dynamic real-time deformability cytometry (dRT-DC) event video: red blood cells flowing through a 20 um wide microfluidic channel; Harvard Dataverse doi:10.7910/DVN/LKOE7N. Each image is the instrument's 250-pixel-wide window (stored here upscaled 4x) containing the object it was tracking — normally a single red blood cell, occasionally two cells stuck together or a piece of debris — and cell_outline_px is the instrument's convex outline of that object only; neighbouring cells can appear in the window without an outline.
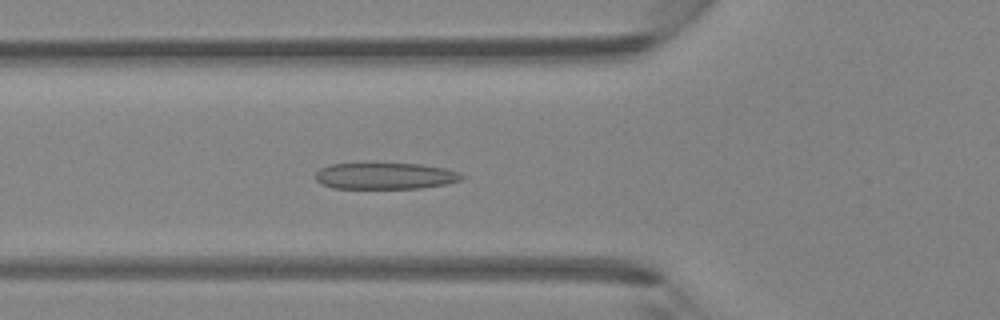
{"species": "Egyptian fruit bat (a non-hibernating species)", "species_latin": "Rousettus aegyptiacus", "temperature_condition": "room temperature", "stored_images_in_passage": 45, "camera_frame_rate_fps": 3000, "um_per_image_px": 0.085, "animal": {"sex": "female"}, "frame": {"image": 1, "passage_image": 16, "time_ms": 5.0, "image_size_px": [1000, 320], "cell_outline_px": [[464, 176], [460, 180], [444, 184], [420, 188], [332, 188], [320, 184], [316, 180], [316, 172], [320, 168], [328, 164], [420, 164], [444, 168], [460, 172]], "centroid_in_image_um": [32.71, 14.96], "position_along_channel_um": 93.1, "area_um2": 22.37}}
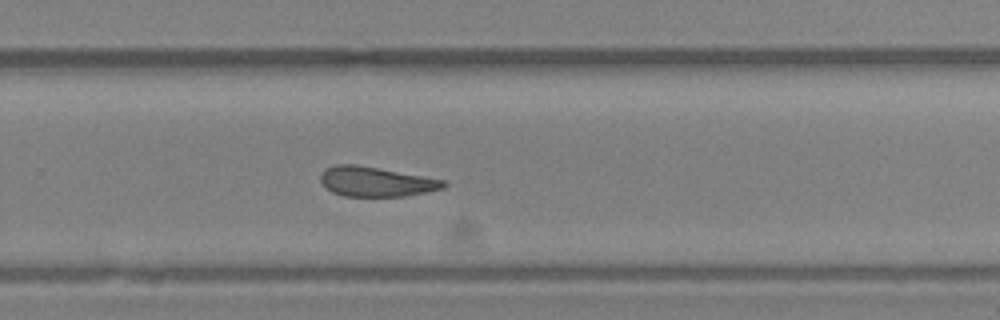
{"frame": {"image": 2, "passage_image": 30, "time_ms": 9.667, "image_size_px": [1000, 320], "cell_outline_px": [[448, 184], [444, 188], [404, 196], [344, 196], [332, 192], [320, 180], [320, 176], [324, 168], [336, 164], [356, 164], [444, 180]], "centroid_in_image_um": [31.93, 15.43], "position_along_channel_um": 297.9, "area_um2": 21.1}}
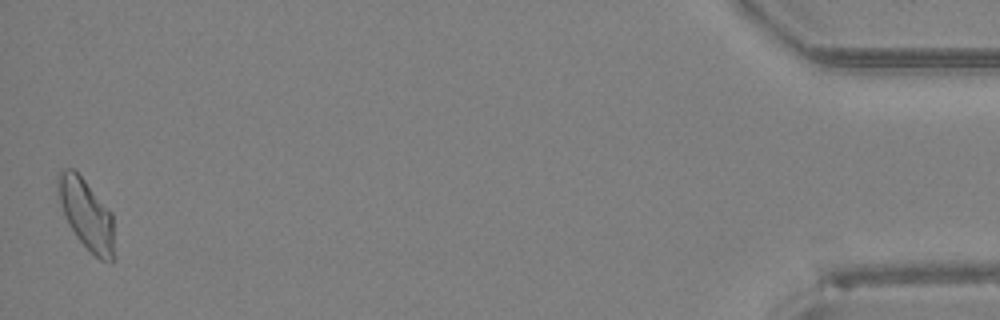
{"frame": {"image": 3, "passage_image": 45, "time_ms": 14.667, "image_size_px": [1000, 320], "cell_outline_px": [[112, 260], [100, 260], [76, 236], [60, 204], [56, 188], [56, 176], [64, 168], [72, 168], [84, 180], [112, 212]], "centroid_in_image_um": [7.3, 18.13], "position_along_channel_um": 427.9, "area_um2": 22.25}}